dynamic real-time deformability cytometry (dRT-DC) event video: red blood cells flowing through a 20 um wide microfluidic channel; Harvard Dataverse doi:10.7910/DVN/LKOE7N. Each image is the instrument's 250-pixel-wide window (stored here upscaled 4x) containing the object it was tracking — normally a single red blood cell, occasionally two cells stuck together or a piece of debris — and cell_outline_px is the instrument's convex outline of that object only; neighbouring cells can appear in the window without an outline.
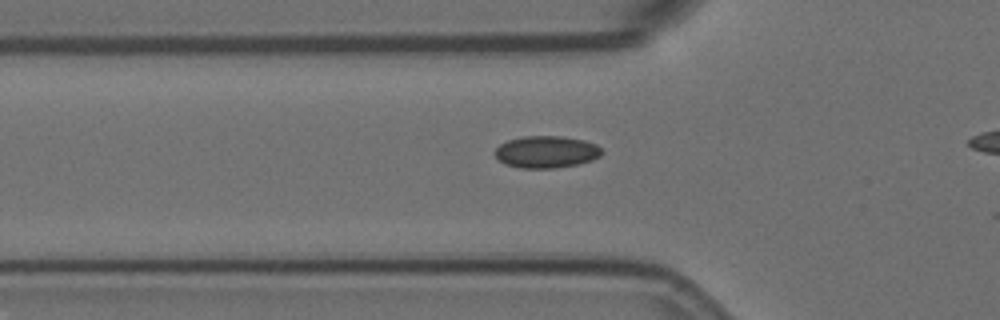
{"species": "Egyptian fruit bat (a non-hibernating species)", "species_latin": "Rousettus aegyptiacus", "temperature_condition": "room temperature", "stored_images_in_passage": 37, "camera_frame_rate_fps": 3000, "um_per_image_px": 0.085, "animal": {"sex": "female"}, "frame": {"image": 1, "passage_image": 7, "time_ms": 2.0, "image_size_px": [1000, 320], "cell_outline_px": [[604, 152], [600, 156], [592, 160], [576, 164], [552, 168], [520, 168], [504, 164], [496, 156], [496, 148], [500, 144], [508, 140], [524, 136], [560, 136], [584, 140], [596, 144]], "centroid_in_image_um": [46.45, 12.91], "position_along_channel_um": 79.4, "area_um2": 19.83}}
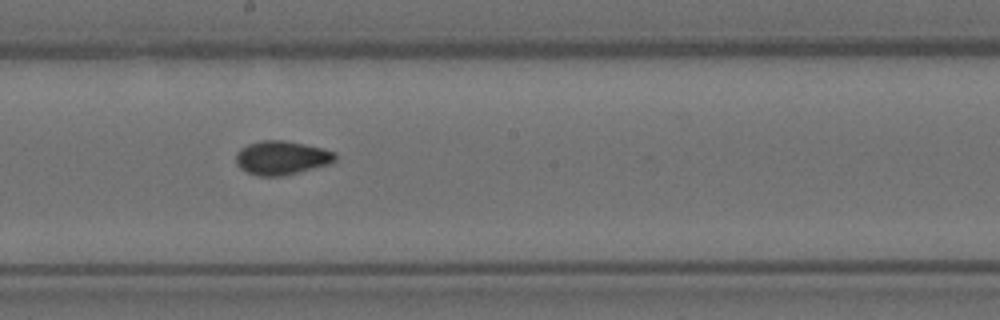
{"frame": {"image": 2, "passage_image": 19, "time_ms": 6.0, "image_size_px": [1000, 320], "cell_outline_px": [[336, 160], [328, 164], [284, 176], [260, 176], [248, 172], [240, 168], [236, 164], [236, 152], [240, 148], [248, 144], [260, 140], [284, 140], [304, 144], [336, 152]], "centroid_in_image_um": [23.91, 13.41], "position_along_channel_um": 224.3, "area_um2": 19.54}}
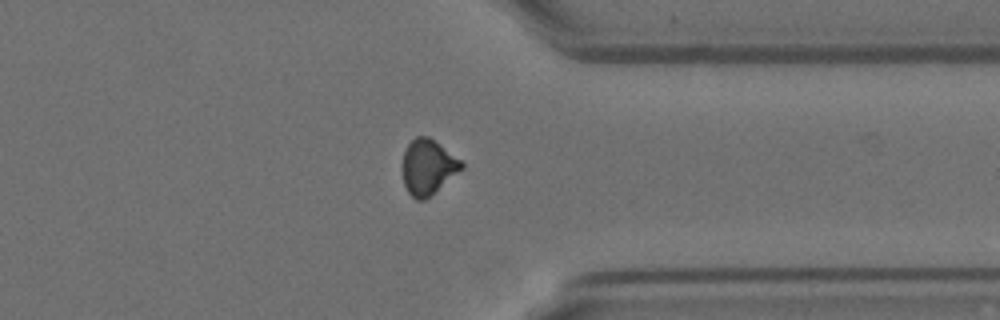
{"frame": {"image": 3, "passage_image": 32, "time_ms": 10.333, "image_size_px": [1000, 320], "cell_outline_px": [[464, 168], [424, 200], [416, 200], [408, 192], [404, 184], [400, 168], [400, 164], [404, 152], [408, 144], [416, 136], [428, 136], [460, 160], [464, 164]], "centroid_in_image_um": [36.32, 14.2], "position_along_channel_um": 375.1, "area_um2": 18.96}, "authors_computed_cell_mechanics": {"area_um2": 19.1896, "velocity_mm_per_s": 3.5983, "shape_relaxation_time_tau1_ms": null, "shape_relaxation_time_tau2_ms": 1.5998, "deformation_change_tau1": null, "deformation_change_tau2": 0.0411}}